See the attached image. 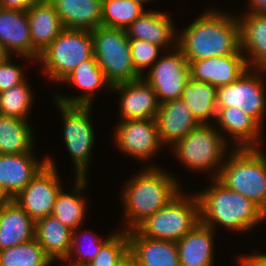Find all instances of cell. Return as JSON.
<instances>
[{
    "mask_svg": "<svg viewBox=\"0 0 266 266\" xmlns=\"http://www.w3.org/2000/svg\"><path fill=\"white\" fill-rule=\"evenodd\" d=\"M177 46L190 64L215 56L243 54L240 49V24L236 16L208 10L176 37Z\"/></svg>",
    "mask_w": 266,
    "mask_h": 266,
    "instance_id": "cell-1",
    "label": "cell"
},
{
    "mask_svg": "<svg viewBox=\"0 0 266 266\" xmlns=\"http://www.w3.org/2000/svg\"><path fill=\"white\" fill-rule=\"evenodd\" d=\"M177 183L179 182L172 175L152 166L128 180L122 195V206L125 207L129 224L125 231L135 229L175 198L180 193Z\"/></svg>",
    "mask_w": 266,
    "mask_h": 266,
    "instance_id": "cell-2",
    "label": "cell"
},
{
    "mask_svg": "<svg viewBox=\"0 0 266 266\" xmlns=\"http://www.w3.org/2000/svg\"><path fill=\"white\" fill-rule=\"evenodd\" d=\"M213 185L197 194L200 205V222L214 229L223 225L230 230L244 232L265 221L263 210L240 193L226 188L216 178Z\"/></svg>",
    "mask_w": 266,
    "mask_h": 266,
    "instance_id": "cell-3",
    "label": "cell"
},
{
    "mask_svg": "<svg viewBox=\"0 0 266 266\" xmlns=\"http://www.w3.org/2000/svg\"><path fill=\"white\" fill-rule=\"evenodd\" d=\"M236 149V150H235ZM226 153L217 180L226 188L240 193L266 208V156L260 148H235Z\"/></svg>",
    "mask_w": 266,
    "mask_h": 266,
    "instance_id": "cell-4",
    "label": "cell"
},
{
    "mask_svg": "<svg viewBox=\"0 0 266 266\" xmlns=\"http://www.w3.org/2000/svg\"><path fill=\"white\" fill-rule=\"evenodd\" d=\"M200 222L197 194L183 196L180 192L167 205L147 217L135 230L142 236L178 242Z\"/></svg>",
    "mask_w": 266,
    "mask_h": 266,
    "instance_id": "cell-5",
    "label": "cell"
},
{
    "mask_svg": "<svg viewBox=\"0 0 266 266\" xmlns=\"http://www.w3.org/2000/svg\"><path fill=\"white\" fill-rule=\"evenodd\" d=\"M91 33L94 57L112 86L142 78L133 67L125 29L100 25Z\"/></svg>",
    "mask_w": 266,
    "mask_h": 266,
    "instance_id": "cell-6",
    "label": "cell"
},
{
    "mask_svg": "<svg viewBox=\"0 0 266 266\" xmlns=\"http://www.w3.org/2000/svg\"><path fill=\"white\" fill-rule=\"evenodd\" d=\"M93 53L91 30L64 28L39 55L38 61L54 82H62L81 62Z\"/></svg>",
    "mask_w": 266,
    "mask_h": 266,
    "instance_id": "cell-7",
    "label": "cell"
},
{
    "mask_svg": "<svg viewBox=\"0 0 266 266\" xmlns=\"http://www.w3.org/2000/svg\"><path fill=\"white\" fill-rule=\"evenodd\" d=\"M209 124H199L184 138L173 145L176 156L180 159L184 166L194 171L214 170L213 179L217 178L220 173V167L223 164L222 159L226 158V141L220 132ZM227 145V146H226ZM220 163V164H219ZM218 164L219 169H218ZM217 165V166H215Z\"/></svg>",
    "mask_w": 266,
    "mask_h": 266,
    "instance_id": "cell-8",
    "label": "cell"
},
{
    "mask_svg": "<svg viewBox=\"0 0 266 266\" xmlns=\"http://www.w3.org/2000/svg\"><path fill=\"white\" fill-rule=\"evenodd\" d=\"M56 103L63 115L64 141L75 164V177L87 178V164L90 163L91 150L95 141L90 120L91 106Z\"/></svg>",
    "mask_w": 266,
    "mask_h": 266,
    "instance_id": "cell-9",
    "label": "cell"
},
{
    "mask_svg": "<svg viewBox=\"0 0 266 266\" xmlns=\"http://www.w3.org/2000/svg\"><path fill=\"white\" fill-rule=\"evenodd\" d=\"M250 71L249 68L232 84L218 87L216 107L217 111L226 107H238L262 126V117L266 111L264 80L262 76Z\"/></svg>",
    "mask_w": 266,
    "mask_h": 266,
    "instance_id": "cell-10",
    "label": "cell"
},
{
    "mask_svg": "<svg viewBox=\"0 0 266 266\" xmlns=\"http://www.w3.org/2000/svg\"><path fill=\"white\" fill-rule=\"evenodd\" d=\"M173 47V53L158 59L144 78L154 89L160 104L180 99L186 83L191 78V68L186 57L177 43Z\"/></svg>",
    "mask_w": 266,
    "mask_h": 266,
    "instance_id": "cell-11",
    "label": "cell"
},
{
    "mask_svg": "<svg viewBox=\"0 0 266 266\" xmlns=\"http://www.w3.org/2000/svg\"><path fill=\"white\" fill-rule=\"evenodd\" d=\"M48 164L25 186L13 200L36 222L52 214L62 186L56 165L47 157Z\"/></svg>",
    "mask_w": 266,
    "mask_h": 266,
    "instance_id": "cell-12",
    "label": "cell"
},
{
    "mask_svg": "<svg viewBox=\"0 0 266 266\" xmlns=\"http://www.w3.org/2000/svg\"><path fill=\"white\" fill-rule=\"evenodd\" d=\"M120 122L114 133L115 143L124 153L147 161L162 146L155 119H133Z\"/></svg>",
    "mask_w": 266,
    "mask_h": 266,
    "instance_id": "cell-13",
    "label": "cell"
},
{
    "mask_svg": "<svg viewBox=\"0 0 266 266\" xmlns=\"http://www.w3.org/2000/svg\"><path fill=\"white\" fill-rule=\"evenodd\" d=\"M189 65L193 80L209 83L217 88L232 84L249 69L244 54L199 59Z\"/></svg>",
    "mask_w": 266,
    "mask_h": 266,
    "instance_id": "cell-14",
    "label": "cell"
},
{
    "mask_svg": "<svg viewBox=\"0 0 266 266\" xmlns=\"http://www.w3.org/2000/svg\"><path fill=\"white\" fill-rule=\"evenodd\" d=\"M143 78L112 86V91L120 92L122 95L120 101L122 121L156 117L160 102L154 89Z\"/></svg>",
    "mask_w": 266,
    "mask_h": 266,
    "instance_id": "cell-15",
    "label": "cell"
},
{
    "mask_svg": "<svg viewBox=\"0 0 266 266\" xmlns=\"http://www.w3.org/2000/svg\"><path fill=\"white\" fill-rule=\"evenodd\" d=\"M127 234L129 255L136 266H180L176 242L145 237L135 229Z\"/></svg>",
    "mask_w": 266,
    "mask_h": 266,
    "instance_id": "cell-16",
    "label": "cell"
},
{
    "mask_svg": "<svg viewBox=\"0 0 266 266\" xmlns=\"http://www.w3.org/2000/svg\"><path fill=\"white\" fill-rule=\"evenodd\" d=\"M155 122L163 146L167 143L173 146L199 125L181 98L160 104Z\"/></svg>",
    "mask_w": 266,
    "mask_h": 266,
    "instance_id": "cell-17",
    "label": "cell"
},
{
    "mask_svg": "<svg viewBox=\"0 0 266 266\" xmlns=\"http://www.w3.org/2000/svg\"><path fill=\"white\" fill-rule=\"evenodd\" d=\"M47 164V158L39 163L32 152L0 154V184L15 198Z\"/></svg>",
    "mask_w": 266,
    "mask_h": 266,
    "instance_id": "cell-18",
    "label": "cell"
},
{
    "mask_svg": "<svg viewBox=\"0 0 266 266\" xmlns=\"http://www.w3.org/2000/svg\"><path fill=\"white\" fill-rule=\"evenodd\" d=\"M0 45L11 55L32 59V40L26 11L0 7Z\"/></svg>",
    "mask_w": 266,
    "mask_h": 266,
    "instance_id": "cell-19",
    "label": "cell"
},
{
    "mask_svg": "<svg viewBox=\"0 0 266 266\" xmlns=\"http://www.w3.org/2000/svg\"><path fill=\"white\" fill-rule=\"evenodd\" d=\"M32 40V59L38 60L44 49L64 29L51 3H34L26 11Z\"/></svg>",
    "mask_w": 266,
    "mask_h": 266,
    "instance_id": "cell-20",
    "label": "cell"
},
{
    "mask_svg": "<svg viewBox=\"0 0 266 266\" xmlns=\"http://www.w3.org/2000/svg\"><path fill=\"white\" fill-rule=\"evenodd\" d=\"M62 82H71L77 88L86 91L85 94L77 97L61 95L55 97L56 102L64 105L92 106L91 100H93L96 89L100 90L101 87L112 89V85L107 81L94 55L90 59L81 62Z\"/></svg>",
    "mask_w": 266,
    "mask_h": 266,
    "instance_id": "cell-21",
    "label": "cell"
},
{
    "mask_svg": "<svg viewBox=\"0 0 266 266\" xmlns=\"http://www.w3.org/2000/svg\"><path fill=\"white\" fill-rule=\"evenodd\" d=\"M238 21L240 49L243 53L246 50L245 52L250 56V59L245 57L248 67L256 66L255 69L266 71V13L246 14Z\"/></svg>",
    "mask_w": 266,
    "mask_h": 266,
    "instance_id": "cell-22",
    "label": "cell"
},
{
    "mask_svg": "<svg viewBox=\"0 0 266 266\" xmlns=\"http://www.w3.org/2000/svg\"><path fill=\"white\" fill-rule=\"evenodd\" d=\"M213 229L199 222L178 242L180 266H212Z\"/></svg>",
    "mask_w": 266,
    "mask_h": 266,
    "instance_id": "cell-23",
    "label": "cell"
},
{
    "mask_svg": "<svg viewBox=\"0 0 266 266\" xmlns=\"http://www.w3.org/2000/svg\"><path fill=\"white\" fill-rule=\"evenodd\" d=\"M35 238V221L13 200L0 208V251Z\"/></svg>",
    "mask_w": 266,
    "mask_h": 266,
    "instance_id": "cell-24",
    "label": "cell"
},
{
    "mask_svg": "<svg viewBox=\"0 0 266 266\" xmlns=\"http://www.w3.org/2000/svg\"><path fill=\"white\" fill-rule=\"evenodd\" d=\"M216 122L227 134L234 137L236 148H258L261 126L252 116L238 107H226L217 111ZM240 145V146H239Z\"/></svg>",
    "mask_w": 266,
    "mask_h": 266,
    "instance_id": "cell-25",
    "label": "cell"
},
{
    "mask_svg": "<svg viewBox=\"0 0 266 266\" xmlns=\"http://www.w3.org/2000/svg\"><path fill=\"white\" fill-rule=\"evenodd\" d=\"M64 28L93 30L101 25L102 0H53Z\"/></svg>",
    "mask_w": 266,
    "mask_h": 266,
    "instance_id": "cell-26",
    "label": "cell"
},
{
    "mask_svg": "<svg viewBox=\"0 0 266 266\" xmlns=\"http://www.w3.org/2000/svg\"><path fill=\"white\" fill-rule=\"evenodd\" d=\"M175 29L169 15L158 11H145L125 30L128 38L144 40L164 48L168 47L172 40L177 43V39H174Z\"/></svg>",
    "mask_w": 266,
    "mask_h": 266,
    "instance_id": "cell-27",
    "label": "cell"
},
{
    "mask_svg": "<svg viewBox=\"0 0 266 266\" xmlns=\"http://www.w3.org/2000/svg\"><path fill=\"white\" fill-rule=\"evenodd\" d=\"M35 238L50 259L67 257L72 230L52 215L35 222Z\"/></svg>",
    "mask_w": 266,
    "mask_h": 266,
    "instance_id": "cell-28",
    "label": "cell"
},
{
    "mask_svg": "<svg viewBox=\"0 0 266 266\" xmlns=\"http://www.w3.org/2000/svg\"><path fill=\"white\" fill-rule=\"evenodd\" d=\"M217 87L190 78L186 83L181 99L191 109L193 117L199 124H208L210 118L217 116Z\"/></svg>",
    "mask_w": 266,
    "mask_h": 266,
    "instance_id": "cell-29",
    "label": "cell"
},
{
    "mask_svg": "<svg viewBox=\"0 0 266 266\" xmlns=\"http://www.w3.org/2000/svg\"><path fill=\"white\" fill-rule=\"evenodd\" d=\"M32 132L28 120L0 114V154L32 152Z\"/></svg>",
    "mask_w": 266,
    "mask_h": 266,
    "instance_id": "cell-30",
    "label": "cell"
},
{
    "mask_svg": "<svg viewBox=\"0 0 266 266\" xmlns=\"http://www.w3.org/2000/svg\"><path fill=\"white\" fill-rule=\"evenodd\" d=\"M86 181V178H76L75 193L74 191L73 194L64 193V190L62 189L54 203L51 215L72 231L81 228L80 226L83 223V220H85L86 203L83 196H81V191L84 190L87 183Z\"/></svg>",
    "mask_w": 266,
    "mask_h": 266,
    "instance_id": "cell-31",
    "label": "cell"
},
{
    "mask_svg": "<svg viewBox=\"0 0 266 266\" xmlns=\"http://www.w3.org/2000/svg\"><path fill=\"white\" fill-rule=\"evenodd\" d=\"M146 10L135 0H102L101 25L126 29Z\"/></svg>",
    "mask_w": 266,
    "mask_h": 266,
    "instance_id": "cell-32",
    "label": "cell"
},
{
    "mask_svg": "<svg viewBox=\"0 0 266 266\" xmlns=\"http://www.w3.org/2000/svg\"><path fill=\"white\" fill-rule=\"evenodd\" d=\"M50 261L36 238L0 251V266H46Z\"/></svg>",
    "mask_w": 266,
    "mask_h": 266,
    "instance_id": "cell-33",
    "label": "cell"
},
{
    "mask_svg": "<svg viewBox=\"0 0 266 266\" xmlns=\"http://www.w3.org/2000/svg\"><path fill=\"white\" fill-rule=\"evenodd\" d=\"M27 80L0 93V114L27 120L33 95Z\"/></svg>",
    "mask_w": 266,
    "mask_h": 266,
    "instance_id": "cell-34",
    "label": "cell"
},
{
    "mask_svg": "<svg viewBox=\"0 0 266 266\" xmlns=\"http://www.w3.org/2000/svg\"><path fill=\"white\" fill-rule=\"evenodd\" d=\"M129 255L127 231H117L86 266H117Z\"/></svg>",
    "mask_w": 266,
    "mask_h": 266,
    "instance_id": "cell-35",
    "label": "cell"
},
{
    "mask_svg": "<svg viewBox=\"0 0 266 266\" xmlns=\"http://www.w3.org/2000/svg\"><path fill=\"white\" fill-rule=\"evenodd\" d=\"M131 61L135 71L143 77V69L151 67L159 58L157 57L161 46L140 39L129 38Z\"/></svg>",
    "mask_w": 266,
    "mask_h": 266,
    "instance_id": "cell-36",
    "label": "cell"
},
{
    "mask_svg": "<svg viewBox=\"0 0 266 266\" xmlns=\"http://www.w3.org/2000/svg\"><path fill=\"white\" fill-rule=\"evenodd\" d=\"M76 231H78V230L75 229V230L72 231L71 245H70V250H69V253H68L67 257H59V258H55V259H59V261L62 260V263H63V261L64 262L65 261L66 262H68V261L71 262V259L74 258L73 255L76 254L77 255L76 257L79 258V259L75 258L73 261L86 265L87 263H89L99 253V251L101 250V247L114 235V233H112V235L109 238H106V240H102V239H99V238L97 239L96 238L97 235H95L94 237L92 236L91 238L89 237L90 238L89 239V243H91V244H89L87 242L88 243L87 245H90L89 246L90 249L87 247L88 249L85 251V250H83V248L80 249V247L82 245L80 243L81 242L80 240H81V237L85 233L81 234L80 237H78L77 236L78 234H77ZM88 236H90V235L85 234L84 238L88 237Z\"/></svg>",
    "mask_w": 266,
    "mask_h": 266,
    "instance_id": "cell-37",
    "label": "cell"
},
{
    "mask_svg": "<svg viewBox=\"0 0 266 266\" xmlns=\"http://www.w3.org/2000/svg\"><path fill=\"white\" fill-rule=\"evenodd\" d=\"M11 55L0 62V93L24 82L23 69L12 64Z\"/></svg>",
    "mask_w": 266,
    "mask_h": 266,
    "instance_id": "cell-38",
    "label": "cell"
},
{
    "mask_svg": "<svg viewBox=\"0 0 266 266\" xmlns=\"http://www.w3.org/2000/svg\"><path fill=\"white\" fill-rule=\"evenodd\" d=\"M33 0H0V7L12 10L27 11V9L33 5Z\"/></svg>",
    "mask_w": 266,
    "mask_h": 266,
    "instance_id": "cell-39",
    "label": "cell"
},
{
    "mask_svg": "<svg viewBox=\"0 0 266 266\" xmlns=\"http://www.w3.org/2000/svg\"><path fill=\"white\" fill-rule=\"evenodd\" d=\"M241 266H266V254H252L239 259Z\"/></svg>",
    "mask_w": 266,
    "mask_h": 266,
    "instance_id": "cell-40",
    "label": "cell"
},
{
    "mask_svg": "<svg viewBox=\"0 0 266 266\" xmlns=\"http://www.w3.org/2000/svg\"><path fill=\"white\" fill-rule=\"evenodd\" d=\"M250 12L248 14H265L266 0H250Z\"/></svg>",
    "mask_w": 266,
    "mask_h": 266,
    "instance_id": "cell-41",
    "label": "cell"
},
{
    "mask_svg": "<svg viewBox=\"0 0 266 266\" xmlns=\"http://www.w3.org/2000/svg\"><path fill=\"white\" fill-rule=\"evenodd\" d=\"M13 201V198L7 192V190L0 184V208L8 205Z\"/></svg>",
    "mask_w": 266,
    "mask_h": 266,
    "instance_id": "cell-42",
    "label": "cell"
},
{
    "mask_svg": "<svg viewBox=\"0 0 266 266\" xmlns=\"http://www.w3.org/2000/svg\"><path fill=\"white\" fill-rule=\"evenodd\" d=\"M117 266H136L133 258L128 255L122 262H120Z\"/></svg>",
    "mask_w": 266,
    "mask_h": 266,
    "instance_id": "cell-43",
    "label": "cell"
},
{
    "mask_svg": "<svg viewBox=\"0 0 266 266\" xmlns=\"http://www.w3.org/2000/svg\"><path fill=\"white\" fill-rule=\"evenodd\" d=\"M9 54L5 51V49L0 45V62H2Z\"/></svg>",
    "mask_w": 266,
    "mask_h": 266,
    "instance_id": "cell-44",
    "label": "cell"
},
{
    "mask_svg": "<svg viewBox=\"0 0 266 266\" xmlns=\"http://www.w3.org/2000/svg\"><path fill=\"white\" fill-rule=\"evenodd\" d=\"M62 266H86V265L72 261L71 263H67L66 265H62Z\"/></svg>",
    "mask_w": 266,
    "mask_h": 266,
    "instance_id": "cell-45",
    "label": "cell"
},
{
    "mask_svg": "<svg viewBox=\"0 0 266 266\" xmlns=\"http://www.w3.org/2000/svg\"><path fill=\"white\" fill-rule=\"evenodd\" d=\"M35 3H51L53 0H33Z\"/></svg>",
    "mask_w": 266,
    "mask_h": 266,
    "instance_id": "cell-46",
    "label": "cell"
},
{
    "mask_svg": "<svg viewBox=\"0 0 266 266\" xmlns=\"http://www.w3.org/2000/svg\"><path fill=\"white\" fill-rule=\"evenodd\" d=\"M135 1H138V2H140L141 4H144V3H146L147 1H153V0H135Z\"/></svg>",
    "mask_w": 266,
    "mask_h": 266,
    "instance_id": "cell-47",
    "label": "cell"
},
{
    "mask_svg": "<svg viewBox=\"0 0 266 266\" xmlns=\"http://www.w3.org/2000/svg\"><path fill=\"white\" fill-rule=\"evenodd\" d=\"M55 260H56L55 258L51 259L50 263L48 265H46V266H50Z\"/></svg>",
    "mask_w": 266,
    "mask_h": 266,
    "instance_id": "cell-48",
    "label": "cell"
}]
</instances>
